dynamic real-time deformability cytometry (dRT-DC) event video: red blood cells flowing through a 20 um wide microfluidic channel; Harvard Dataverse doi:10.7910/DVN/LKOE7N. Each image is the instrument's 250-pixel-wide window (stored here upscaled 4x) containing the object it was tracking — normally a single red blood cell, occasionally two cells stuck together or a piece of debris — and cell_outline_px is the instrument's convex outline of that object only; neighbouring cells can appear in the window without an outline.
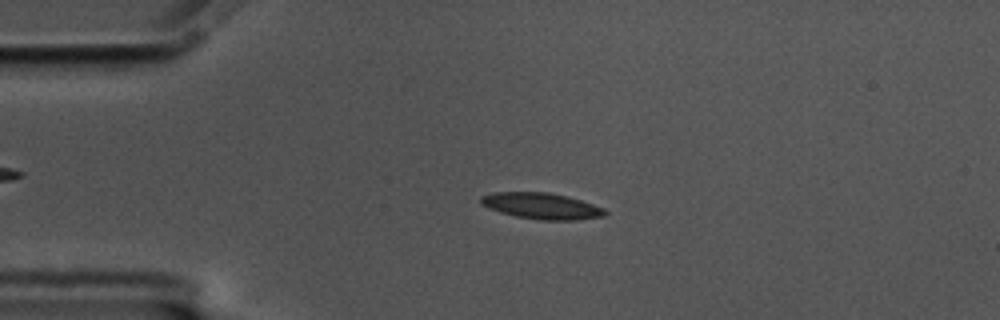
{"species": "common noctule bat (a hibernating species)", "species_latin": "Nyctalus noctula", "temperature_condition": "cold", "stored_images_in_passage": 49, "camera_frame_rate_fps": 3000, "um_per_image_px": 0.085, "animal": {"sex": "male", "body_mass_g": 17.5, "forearm_length_mm": 52.3}, "frame": {"image": 1, "passage_image": 5, "time_ms": 1.333, "image_size_px": [1000, 320], "cell_outline_px": [[608, 212], [604, 216], [576, 220], [540, 220], [516, 216], [500, 212], [488, 208], [480, 204], [480, 196], [492, 192], [548, 192], [568, 196], [604, 208]], "centroid_in_image_um": [46.01, 17.5], "position_along_channel_um": 39.0, "area_um2": 19.02}}
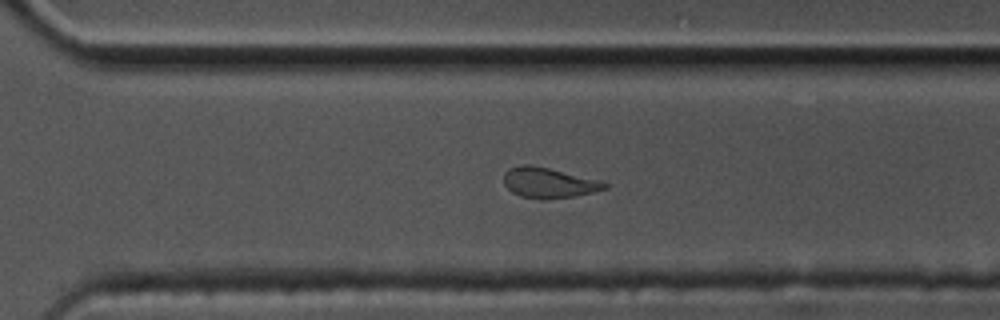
{"frame": {"image": 2, "passage_image": 32, "time_ms": 10.333, "image_size_px": [1000, 320], "cell_outline_px": [[608, 188], [576, 196], [544, 200], [540, 200], [520, 196], [512, 192], [504, 184], [504, 172], [508, 168], [524, 164], [532, 164], [600, 180], [608, 184]], "centroid_in_image_um": [46.62, 15.54], "position_along_channel_um": 324.0, "area_um2": 18.03}}
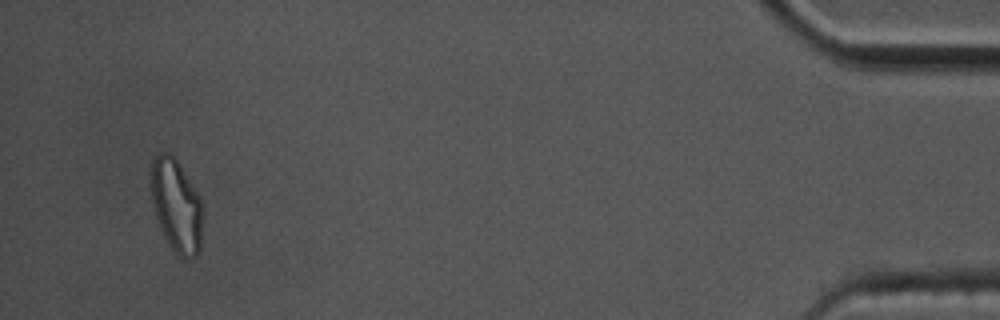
{"frame": {"image": 3, "passage_image": 47, "time_ms": 15.333, "image_size_px": [1000, 320], "cell_outline_px": [[200, 248], [196, 256], [184, 260], [172, 248], [164, 236], [160, 228], [156, 216], [152, 200], [152, 160], [156, 152], [168, 152], [176, 160], [200, 196]], "centroid_in_image_um": [14.97, 17.47], "position_along_channel_um": 420.2, "area_um2": 27.22}, "authors_computed_cell_mechanics": {"area_um2": 18.6694, "velocity_mm_per_s": 3.4743, "shape_relaxation_time_tau1_ms": 4.558, "shape_relaxation_time_tau2_ms": 5.8305, "deformation_change_tau1": 0.1586, "deformation_change_tau2": 0.1221}}